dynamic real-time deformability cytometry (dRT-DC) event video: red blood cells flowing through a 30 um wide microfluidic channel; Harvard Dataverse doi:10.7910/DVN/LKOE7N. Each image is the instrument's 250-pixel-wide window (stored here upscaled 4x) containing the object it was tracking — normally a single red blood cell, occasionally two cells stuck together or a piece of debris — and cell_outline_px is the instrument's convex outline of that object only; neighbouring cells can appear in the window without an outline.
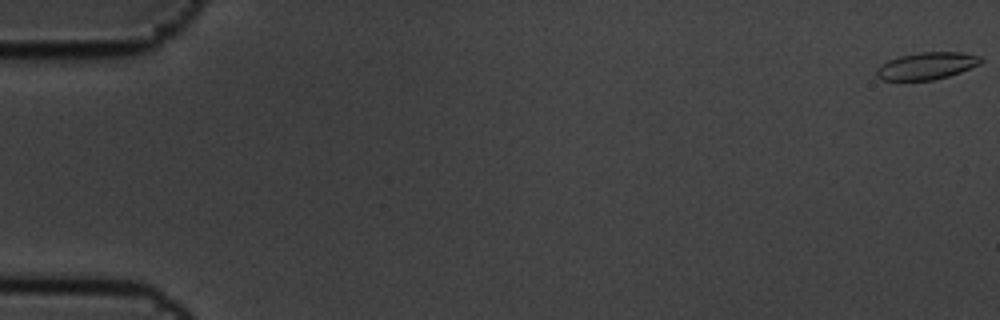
{"species": "common noctule bat (a hibernating species)", "species_latin": "Nyctalus noctula", "temperature_condition": "cold", "stored_images_in_passage": 6, "camera_frame_rate_fps": 3000, "um_per_image_px": 0.085, "animal": {"sex": "male", "body_mass_g": 19.5, "forearm_length_mm": 54.6}, "frame": {"image": 1, "passage_image": 1, "time_ms": 0.0, "image_size_px": [1000, 320], "cell_outline_px": [[984, 60], [980, 64], [960, 72], [948, 76], [932, 80], [884, 80], [876, 76], [876, 68], [880, 64], [888, 60], [900, 56], [920, 52], [964, 52], [980, 56]], "centroid_in_image_um": [78.77, 5.59], "position_along_channel_um": 6.2, "area_um2": 16.53}}
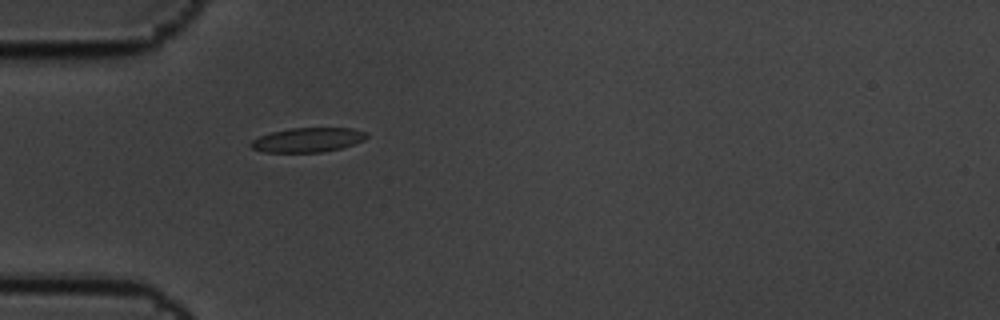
{"frame": {"image": 2, "passage_image": 6, "time_ms": 1.667, "image_size_px": [1000, 320], "cell_outline_px": [[368, 136], [364, 140], [340, 148], [320, 152], [264, 152], [252, 148], [248, 144], [252, 140], [260, 136], [272, 132], [292, 128], [352, 128], [368, 132]], "centroid_in_image_um": [26.16, 11.88], "position_along_channel_um": 58.8, "area_um2": 16.36}}